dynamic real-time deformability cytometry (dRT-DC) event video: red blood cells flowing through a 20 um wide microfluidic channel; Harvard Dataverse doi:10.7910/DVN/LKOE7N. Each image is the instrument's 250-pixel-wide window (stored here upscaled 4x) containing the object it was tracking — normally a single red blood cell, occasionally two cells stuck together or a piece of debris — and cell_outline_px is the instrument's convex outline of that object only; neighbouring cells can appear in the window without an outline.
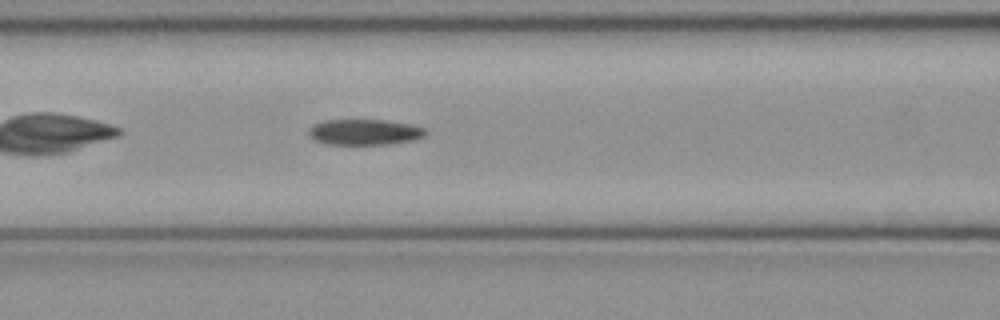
{"species": "common noctule bat (a hibernating species)", "species_latin": "Nyctalus noctula", "temperature_condition": "cold", "stored_images_in_passage": 35, "camera_frame_rate_fps": 3000, "um_per_image_px": 0.085, "animal": {"sex": "female", "body_mass_g": 21.9}, "frame": {"image": 1, "passage_image": 6, "time_ms": 1.667, "image_size_px": [1000, 320], "cell_outline_px": [[428, 132], [424, 136], [412, 140], [388, 144], [328, 144], [316, 140], [308, 132], [308, 128], [312, 124], [324, 120], [388, 120], [412, 124], [424, 128]], "centroid_in_image_um": [31.0, 11.21], "position_along_channel_um": 135.6, "area_um2": 17.51}}
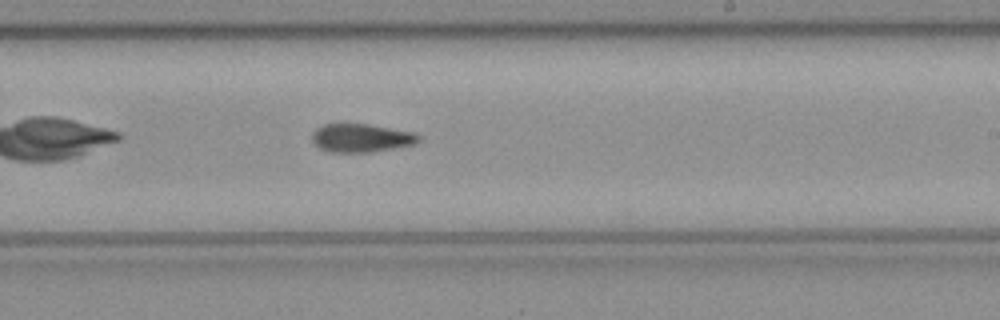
{"frame": {"image": 2, "passage_image": 15, "time_ms": 4.667, "image_size_px": [1000, 320], "cell_outline_px": [[420, 140], [416, 144], [372, 152], [332, 152], [320, 148], [312, 140], [312, 132], [316, 128], [324, 124], [368, 124], [416, 132], [420, 136]], "centroid_in_image_um": [30.74, 11.72], "position_along_channel_um": 258.3, "area_um2": 17.69}}
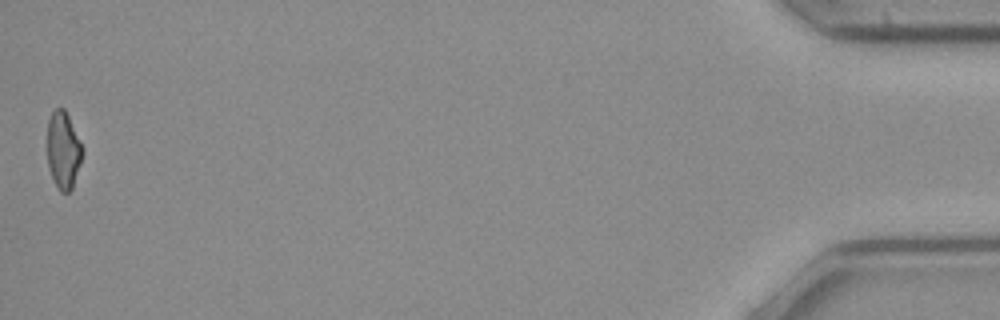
{"frame": {"image": 3, "passage_image": 35, "time_ms": 11.333, "image_size_px": [1000, 320], "cell_outline_px": [[84, 152], [72, 188], [68, 192], [60, 192], [52, 176], [48, 164], [48, 120], [52, 112], [56, 108], [64, 108], [84, 148]], "centroid_in_image_um": [5.4, 12.75], "position_along_channel_um": 429.8, "area_um2": 15.61}, "authors_computed_cell_mechanics": {"area_um2": 17.629, "velocity_mm_per_s": 4.096, "shape_relaxation_time_tau1_ms": null, "shape_relaxation_time_tau2_ms": 3.9932, "deformation_change_tau1": null, "deformation_change_tau2": 0.1196}}